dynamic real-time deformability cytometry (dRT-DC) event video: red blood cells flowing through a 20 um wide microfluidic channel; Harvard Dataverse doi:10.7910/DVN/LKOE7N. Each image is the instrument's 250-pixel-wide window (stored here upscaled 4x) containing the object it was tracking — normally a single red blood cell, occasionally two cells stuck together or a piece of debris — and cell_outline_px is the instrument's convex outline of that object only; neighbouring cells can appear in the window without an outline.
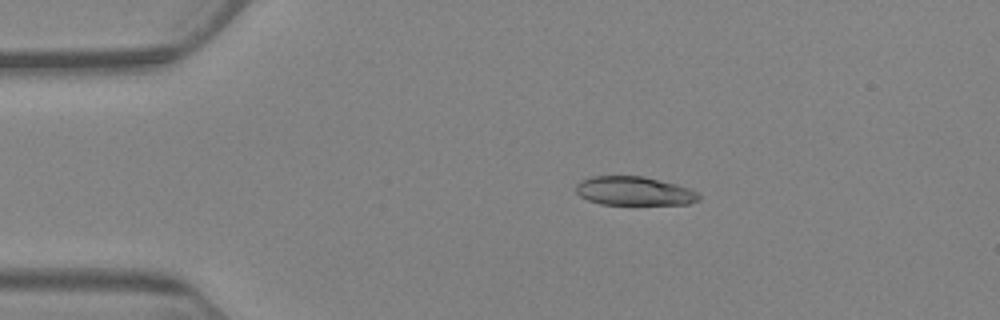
{"species": "Egyptian fruit bat (a non-hibernating species)", "species_latin": "Rousettus aegyptiacus", "temperature_condition": "warm", "stored_images_in_passage": 5, "camera_frame_rate_fps": 3000, "um_per_image_px": 0.085, "animal": {"sex": "female"}, "frame": {"image": 1, "passage_image": 3, "time_ms": 3.333, "image_size_px": [1000, 320], "cell_outline_px": [[700, 200], [688, 204], [600, 204], [588, 200], [580, 196], [576, 192], [576, 184], [580, 180], [592, 176], [644, 176], [676, 184], [688, 188], [696, 192], [700, 196]], "centroid_in_image_um": [53.88, 16.23], "position_along_channel_um": 31.1, "area_um2": 20.63}}